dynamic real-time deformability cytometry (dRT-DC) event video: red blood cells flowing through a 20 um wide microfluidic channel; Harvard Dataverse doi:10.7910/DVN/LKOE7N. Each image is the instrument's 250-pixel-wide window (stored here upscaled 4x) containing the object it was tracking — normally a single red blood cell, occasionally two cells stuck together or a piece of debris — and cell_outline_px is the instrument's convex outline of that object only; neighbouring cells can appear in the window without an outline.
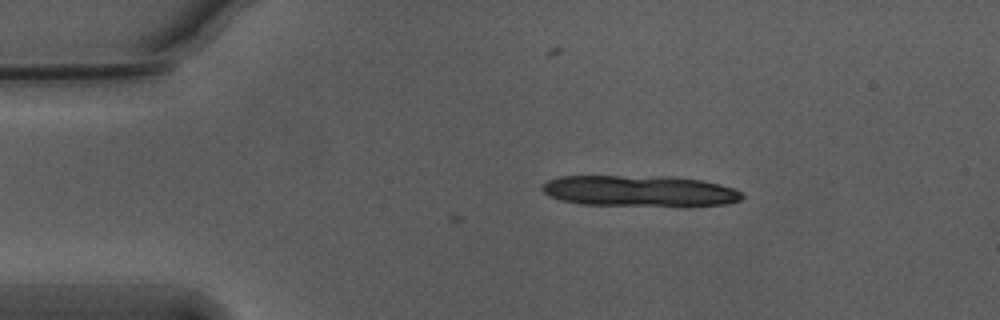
{"species": "Egyptian fruit bat (a non-hibernating species)", "species_latin": "Rousettus aegyptiacus", "temperature_condition": "warm", "stored_images_in_passage": 5, "camera_frame_rate_fps": 3000, "um_per_image_px": 0.085, "animal": {"sex": "male"}, "frame": {"image": 1, "passage_image": 1, "time_ms": 0.0, "image_size_px": [1000, 320], "cell_outline_px": [[744, 196], [740, 200], [728, 204], [584, 204], [560, 200], [548, 196], [544, 192], [544, 184], [548, 180], [560, 176], [668, 176], [700, 180], [720, 184], [732, 188], [740, 192]], "centroid_in_image_um": [54.32, 16.2], "position_along_channel_um": 30.7, "area_um2": 35.08}}